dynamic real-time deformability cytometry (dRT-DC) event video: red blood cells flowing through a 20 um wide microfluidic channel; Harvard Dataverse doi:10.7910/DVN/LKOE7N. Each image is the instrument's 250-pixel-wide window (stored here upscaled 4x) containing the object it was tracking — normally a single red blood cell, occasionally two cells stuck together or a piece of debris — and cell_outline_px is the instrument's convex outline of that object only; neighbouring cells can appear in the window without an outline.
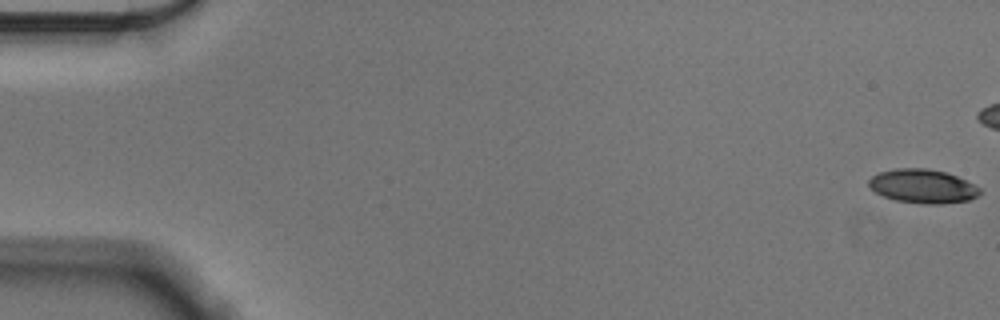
{"species": "Egyptian fruit bat (a non-hibernating species)", "species_latin": "Rousettus aegyptiacus", "temperature_condition": "cold", "stored_images_in_passage": 46, "camera_frame_rate_fps": 3000, "um_per_image_px": 0.085, "animal": {"sex": "male"}, "frame": {"image": 1, "passage_image": 1, "time_ms": 0.0, "image_size_px": [1000, 320], "cell_outline_px": [[980, 192], [976, 196], [968, 200], [940, 204], [924, 204], [896, 200], [884, 196], [876, 192], [868, 184], [868, 180], [872, 176], [880, 172], [896, 168], [928, 168], [944, 172], [956, 176], [980, 188]], "centroid_in_image_um": [78.41, 15.82], "position_along_channel_um": 6.6, "area_um2": 21.62}}
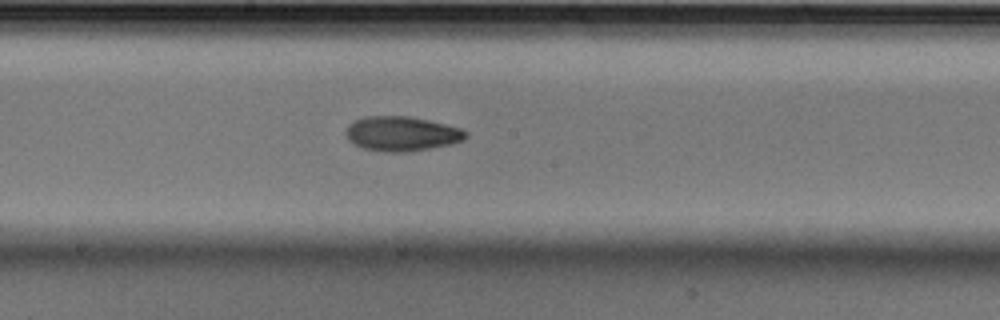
{"frame": {"image": 2, "passage_image": 31, "time_ms": 10.0, "image_size_px": [1000, 320], "cell_outline_px": [[468, 136], [464, 140], [452, 144], [408, 152], [384, 152], [364, 148], [352, 144], [348, 140], [344, 132], [348, 124], [364, 116], [408, 116], [428, 120], [460, 128], [468, 132]], "centroid_in_image_um": [34.12, 11.37], "position_along_channel_um": 214.1, "area_um2": 24.39}}
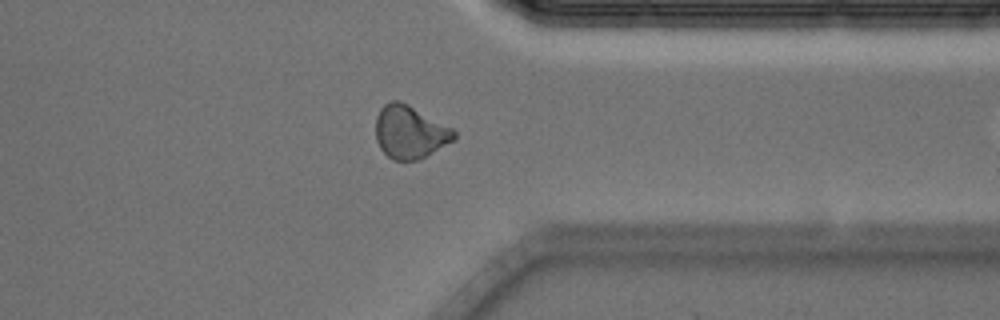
{"frame": {"image": 3, "passage_image": 45, "time_ms": 14.667, "image_size_px": [1000, 320], "cell_outline_px": [[456, 140], [420, 160], [392, 160], [380, 148], [376, 140], [376, 116], [380, 108], [384, 104], [392, 100], [400, 100], [408, 104], [452, 128], [456, 132]], "centroid_in_image_um": [34.85, 11.23], "position_along_channel_um": 376.6, "area_um2": 24.39}}